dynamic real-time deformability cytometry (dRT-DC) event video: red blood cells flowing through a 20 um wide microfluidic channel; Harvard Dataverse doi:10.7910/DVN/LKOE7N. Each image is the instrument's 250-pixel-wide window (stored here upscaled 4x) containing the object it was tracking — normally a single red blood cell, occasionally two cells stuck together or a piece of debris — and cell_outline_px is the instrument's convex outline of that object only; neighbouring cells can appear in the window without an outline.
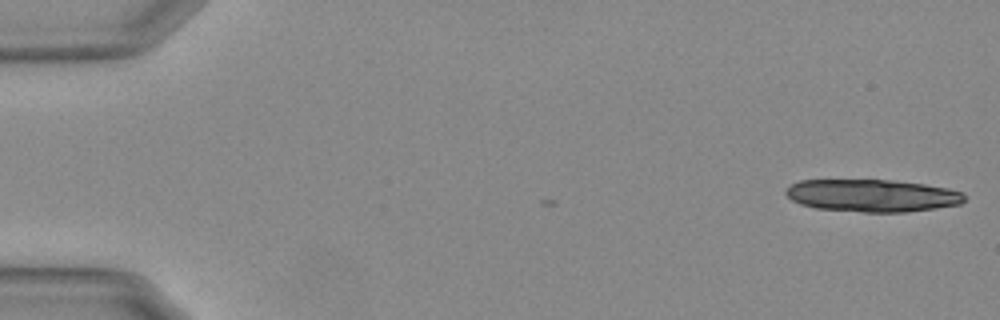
{"species": "Egyptian fruit bat (a non-hibernating species)", "species_latin": "Rousettus aegyptiacus", "temperature_condition": "warm", "stored_images_in_passage": 6, "camera_frame_rate_fps": 3000, "um_per_image_px": 0.085, "animal": {"sex": "female"}, "frame": {"image": 1, "passage_image": 1, "time_ms": 0.0, "image_size_px": [1000, 320], "cell_outline_px": [[964, 200], [960, 204], [904, 212], [864, 212], [816, 208], [800, 204], [792, 200], [784, 192], [792, 184], [800, 180], [892, 180], [924, 184], [948, 188], [964, 192]], "centroid_in_image_um": [74.13, 16.62], "position_along_channel_um": 10.9, "area_um2": 33.58}}